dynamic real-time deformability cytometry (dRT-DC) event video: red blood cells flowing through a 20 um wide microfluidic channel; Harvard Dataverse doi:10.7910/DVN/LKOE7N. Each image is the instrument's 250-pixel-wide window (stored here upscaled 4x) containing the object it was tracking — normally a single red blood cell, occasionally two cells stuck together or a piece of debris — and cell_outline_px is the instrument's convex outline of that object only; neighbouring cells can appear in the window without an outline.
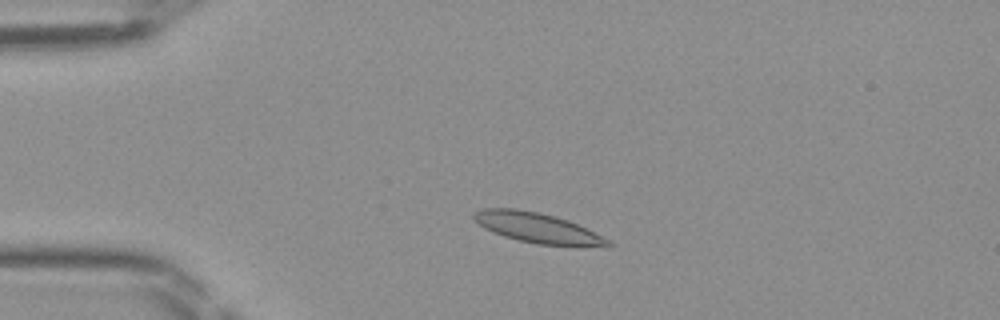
{"species": "Egyptian fruit bat (a non-hibernating species)", "species_latin": "Rousettus aegyptiacus", "temperature_condition": "room temperature", "stored_images_in_passage": 45, "camera_frame_rate_fps": 3000, "um_per_image_px": 0.085, "frame": {"image": 1, "passage_image": 8, "time_ms": 2.333, "image_size_px": [1000, 320], "cell_outline_px": [[616, 244], [612, 248], [580, 248], [536, 244], [504, 236], [484, 228], [472, 220], [472, 212], [484, 208], [516, 208], [540, 212], [568, 220]], "centroid_in_image_um": [45.75, 19.41], "position_along_channel_um": 39.3, "area_um2": 24.22}}
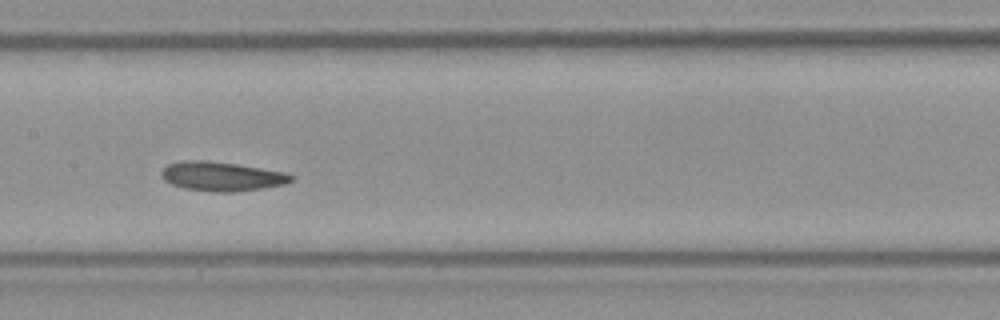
{"frame": {"image": 2, "passage_image": 21, "time_ms": 6.667, "image_size_px": [1000, 320], "cell_outline_px": [[296, 176], [292, 180], [284, 184], [264, 188], [232, 192], [216, 192], [184, 188], [172, 184], [164, 180], [160, 176], [160, 172], [168, 164], [180, 160], [208, 160], [236, 164], [284, 172]], "centroid_in_image_um": [18.82, 14.98], "position_along_channel_um": 188.6, "area_um2": 22.14}}
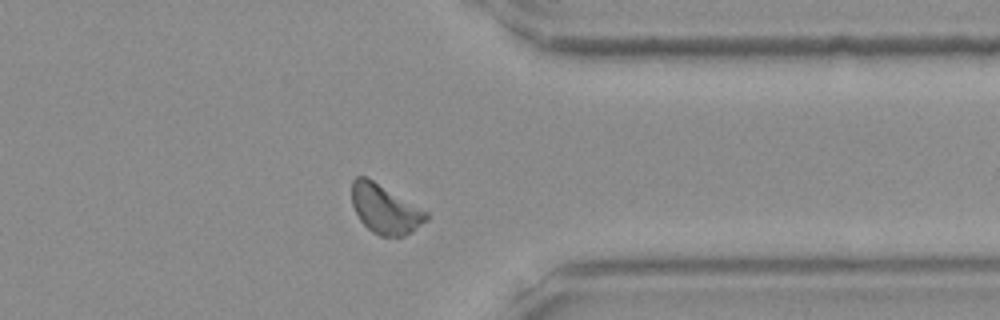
{"frame": {"image": 3, "passage_image": 35, "time_ms": 11.333, "image_size_px": [1000, 320], "cell_outline_px": [[428, 220], [412, 232], [404, 236], [380, 236], [372, 232], [360, 220], [352, 204], [352, 180], [356, 176], [364, 176], [372, 180], [428, 212]], "centroid_in_image_um": [32.73, 17.79], "position_along_channel_um": 378.7, "area_um2": 21.04}}